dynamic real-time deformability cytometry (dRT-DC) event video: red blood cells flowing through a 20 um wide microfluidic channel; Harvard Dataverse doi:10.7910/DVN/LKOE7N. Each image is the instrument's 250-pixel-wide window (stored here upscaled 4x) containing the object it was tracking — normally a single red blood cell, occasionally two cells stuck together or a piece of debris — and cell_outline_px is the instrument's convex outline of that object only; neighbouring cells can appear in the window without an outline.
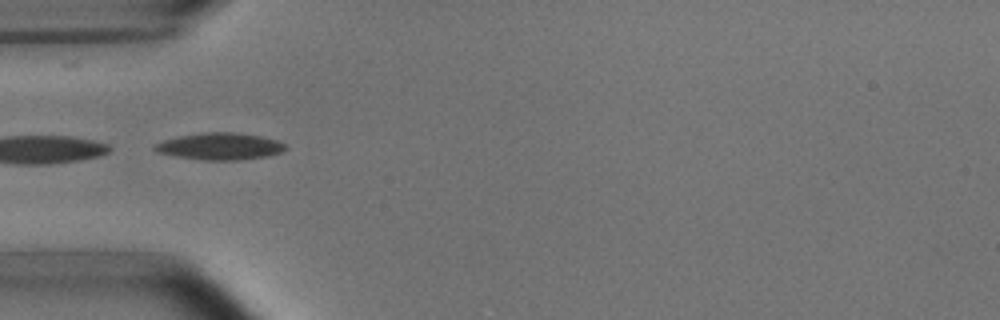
{"species": "common noctule bat (a hibernating species)", "species_latin": "Nyctalus noctula", "temperature_condition": "room temperature", "stored_images_in_passage": 1, "camera_frame_rate_fps": 3000, "um_per_image_px": 0.085, "animal": {"sex": "male", "body_mass_g": 15.6}, "frame": {"image": 1, "passage_image": 1, "time_ms": 0.0, "image_size_px": [1000, 320], "cell_outline_px": [[288, 148], [280, 152], [268, 156], [240, 160], [204, 160], [176, 156], [156, 152], [152, 148], [156, 144], [164, 140], [180, 136], [204, 132], [236, 132], [260, 136], [276, 140], [284, 144]], "centroid_in_image_um": [18.7, 12.44], "position_along_channel_um": 66.3, "area_um2": 20.4}}